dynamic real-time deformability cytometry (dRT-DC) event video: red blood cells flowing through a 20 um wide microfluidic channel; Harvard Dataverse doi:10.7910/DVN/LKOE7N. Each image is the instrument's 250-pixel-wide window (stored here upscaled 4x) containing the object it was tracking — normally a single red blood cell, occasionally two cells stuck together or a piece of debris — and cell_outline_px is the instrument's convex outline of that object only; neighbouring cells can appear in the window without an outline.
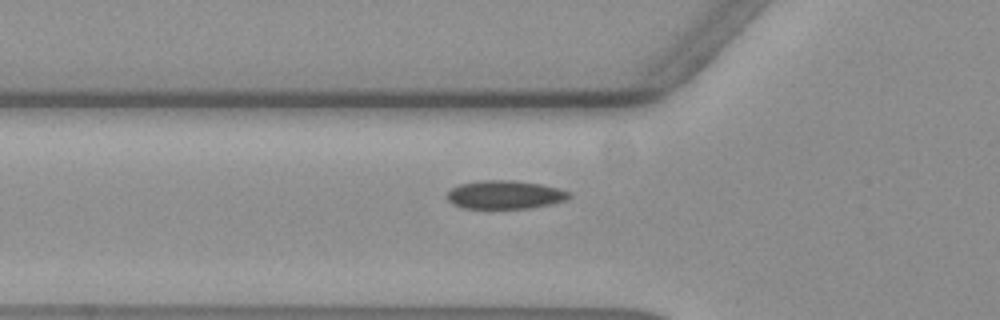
{"species": "common noctule bat (a hibernating species)", "species_latin": "Nyctalus noctula", "temperature_condition": "warm", "stored_images_in_passage": 41, "camera_frame_rate_fps": 3000, "um_per_image_px": 0.085, "animal": {"sex": "female", "body_mass_g": 19.3, "forearm_length_mm": 54.1}, "frame": {"image": 1, "passage_image": 6, "time_ms": 1.667, "image_size_px": [1000, 320], "cell_outline_px": [[572, 196], [568, 200], [552, 204], [528, 208], [464, 208], [452, 204], [448, 200], [448, 192], [452, 188], [460, 184], [480, 180], [512, 180], [540, 184], [560, 188], [572, 192]], "centroid_in_image_um": [42.98, 16.55], "position_along_channel_um": 82.8, "area_um2": 20.35}}
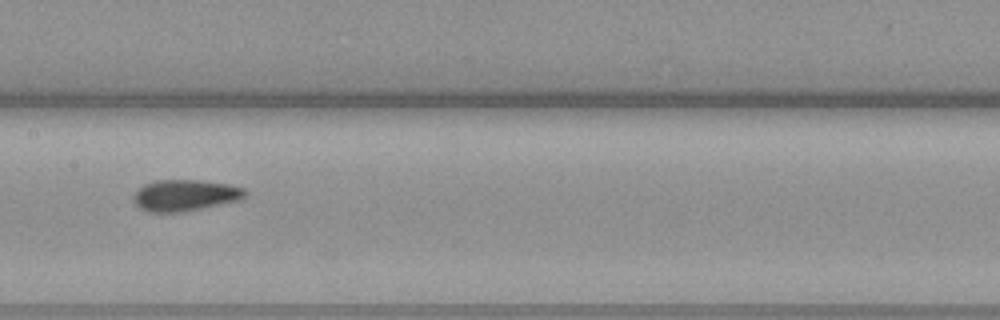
{"frame": {"image": 2, "passage_image": 15, "time_ms": 4.667, "image_size_px": [1000, 320], "cell_outline_px": [[248, 192], [240, 200], [184, 212], [148, 212], [140, 208], [132, 200], [132, 196], [144, 184], [156, 180], [204, 180], [228, 184], [244, 188]], "centroid_in_image_um": [15.73, 16.6], "position_along_channel_um": 191.7, "area_um2": 20.52}}
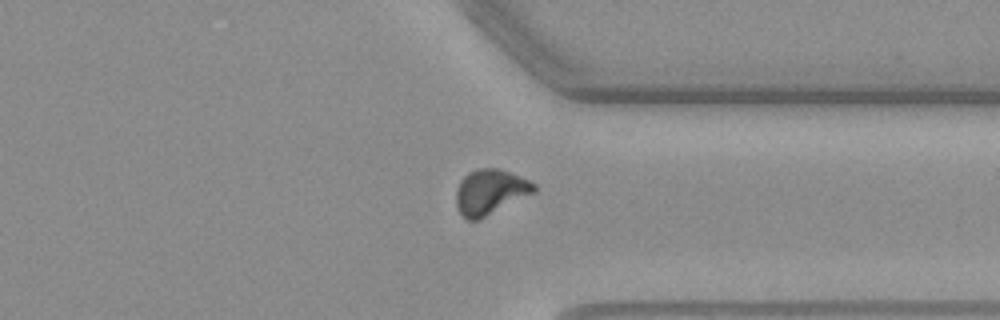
{"frame": {"image": 3, "passage_image": 30, "time_ms": 9.667, "image_size_px": [1000, 320], "cell_outline_px": [[536, 192], [476, 220], [468, 220], [456, 208], [456, 188], [460, 180], [468, 172], [476, 168], [500, 168], [520, 176], [536, 184]], "centroid_in_image_um": [41.65, 16.28], "position_along_channel_um": 369.7, "area_um2": 20.46}, "authors_computed_cell_mechanics": {"area_um2": 19.941, "velocity_mm_per_s": 3.6105, "shape_relaxation_time_tau1_ms": 7.5727, "shape_relaxation_time_tau2_ms": 1.0852, "deformation_change_tau1": 0.1607, "deformation_change_tau2": 0.0704}}